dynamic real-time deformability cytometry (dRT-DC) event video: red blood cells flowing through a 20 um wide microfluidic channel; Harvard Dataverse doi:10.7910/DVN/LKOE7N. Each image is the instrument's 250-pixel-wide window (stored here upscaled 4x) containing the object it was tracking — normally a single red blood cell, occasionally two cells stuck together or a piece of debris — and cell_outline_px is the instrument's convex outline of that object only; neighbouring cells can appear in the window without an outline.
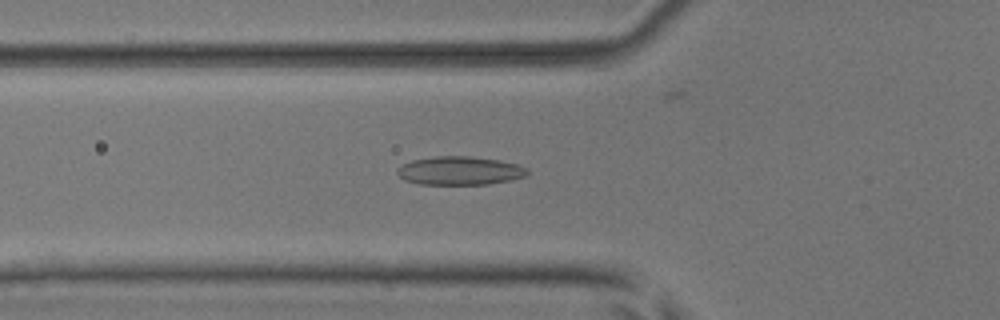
{"species": "common noctule bat (a hibernating species)", "species_latin": "Nyctalus noctula", "temperature_condition": "room temperature", "stored_images_in_passage": 55, "camera_frame_rate_fps": 3000, "um_per_image_px": 0.085, "animal": {"sex": "male", "body_mass_g": 17.9, "forearm_length_mm": 54.2}, "frame": {"image": 1, "passage_image": 20, "time_ms": 6.333, "image_size_px": [1000, 320], "cell_outline_px": [[528, 176], [488, 184], [420, 184], [404, 180], [396, 172], [404, 164], [412, 160], [436, 156], [472, 156], [500, 160], [516, 164], [528, 168]], "centroid_in_image_um": [39.11, 14.5], "position_along_channel_um": 86.7, "area_um2": 21.5}}
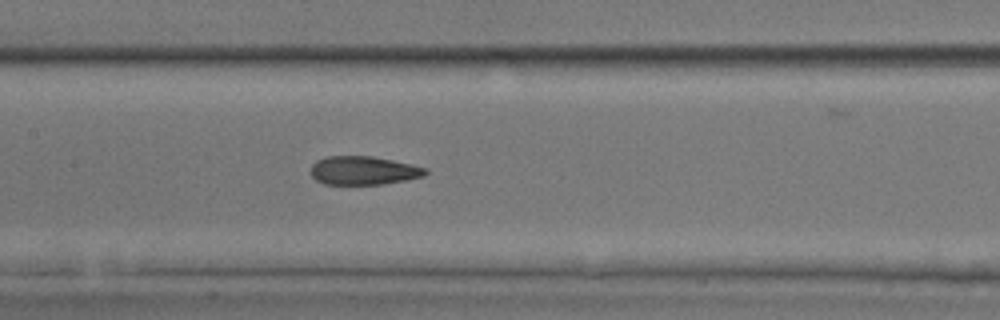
{"frame": {"image": 2, "passage_image": 27, "time_ms": 8.667, "image_size_px": [1000, 320], "cell_outline_px": [[428, 172], [424, 176], [384, 184], [324, 184], [316, 180], [312, 176], [312, 164], [316, 160], [328, 156], [372, 156], [412, 164], [428, 168]], "centroid_in_image_um": [30.91, 14.49], "position_along_channel_um": 176.5, "area_um2": 19.07}}
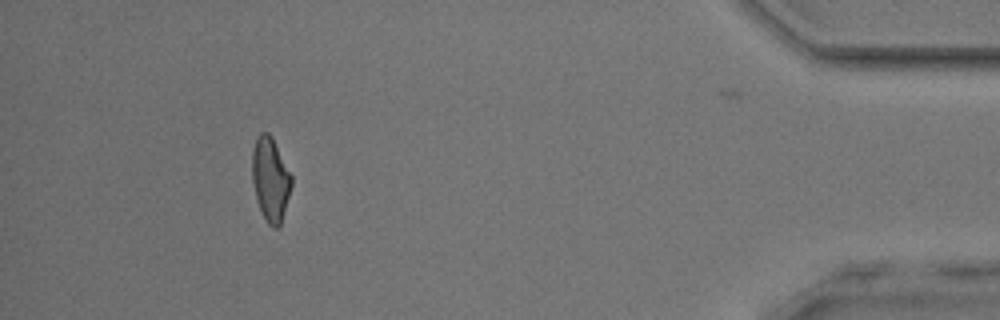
{"frame": {"image": 3, "passage_image": 50, "time_ms": 16.333, "image_size_px": [1000, 320], "cell_outline_px": [[292, 184], [280, 224], [276, 228], [272, 228], [268, 224], [260, 208], [256, 196], [252, 180], [252, 148], [256, 136], [260, 132], [268, 132], [272, 136], [292, 176]], "centroid_in_image_um": [22.97, 15.17], "position_along_channel_um": 412.2, "area_um2": 19.07}, "authors_computed_cell_mechanics": {"area_um2": 19.7676, "velocity_mm_per_s": 3.839, "shape_relaxation_time_tau1_ms": 10.7714, "shape_relaxation_time_tau2_ms": 1.9161, "deformation_change_tau1": 0.2302, "deformation_change_tau2": 0.0786}}